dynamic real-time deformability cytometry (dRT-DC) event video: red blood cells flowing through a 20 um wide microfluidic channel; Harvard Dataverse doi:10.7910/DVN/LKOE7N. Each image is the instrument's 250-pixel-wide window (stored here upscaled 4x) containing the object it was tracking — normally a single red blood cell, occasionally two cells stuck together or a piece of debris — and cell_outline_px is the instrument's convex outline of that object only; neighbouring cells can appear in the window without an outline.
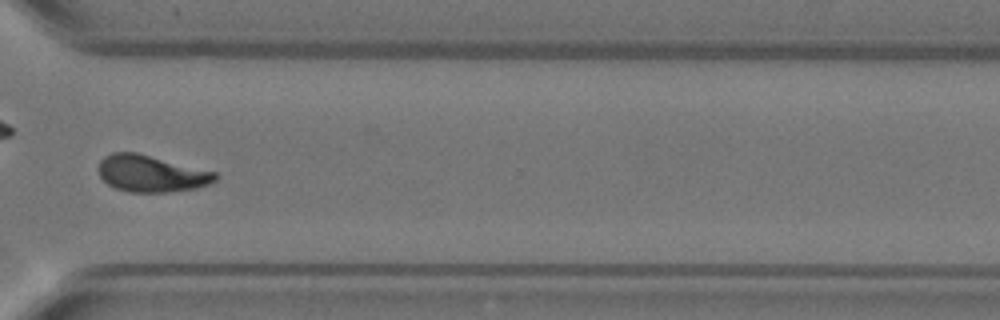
{"species": "Egyptian fruit bat (a non-hibernating species)", "species_latin": "Rousettus aegyptiacus", "temperature_condition": "warm", "stored_images_in_passage": 48, "camera_frame_rate_fps": 3000, "um_per_image_px": 0.085, "animal": {"sex": "female"}, "frame": {"image": 1, "passage_image": 35, "time_ms": 11.333, "image_size_px": [1000, 320], "cell_outline_px": [[220, 176], [216, 180], [208, 184], [196, 188], [168, 192], [128, 192], [116, 188], [108, 184], [100, 176], [100, 160], [104, 156], [112, 152], [136, 152], [216, 172]], "centroid_in_image_um": [12.87, 14.75], "position_along_channel_um": 357.7, "area_um2": 24.85}}
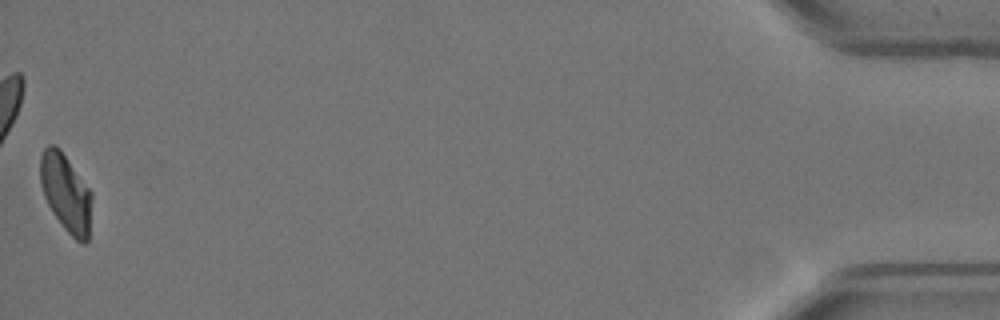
{"frame": {"image": 2, "passage_image": 48, "time_ms": 15.667, "image_size_px": [1000, 320], "cell_outline_px": [[92, 196], [88, 240], [84, 244], [76, 240], [64, 228], [52, 212], [44, 196], [40, 184], [40, 156], [44, 148], [48, 144], [52, 144], [60, 148], [92, 192]], "centroid_in_image_um": [5.59, 16.37], "position_along_channel_um": 429.6, "area_um2": 23.41}, "authors_computed_cell_mechanics": {"area_um2": 24.6517, "velocity_mm_per_s": 3.827, "shape_relaxation_time_tau1_ms": 6.7794, "shape_relaxation_time_tau2_ms": 2.2014, "deformation_change_tau1": 0.21, "deformation_change_tau2": 0.0796}}